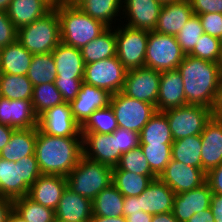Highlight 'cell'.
<instances>
[{
  "instance_id": "obj_9",
  "label": "cell",
  "mask_w": 222,
  "mask_h": 222,
  "mask_svg": "<svg viewBox=\"0 0 222 222\" xmlns=\"http://www.w3.org/2000/svg\"><path fill=\"white\" fill-rule=\"evenodd\" d=\"M110 106L118 127L138 133L157 112L154 105L128 97L121 91L111 96Z\"/></svg>"
},
{
  "instance_id": "obj_50",
  "label": "cell",
  "mask_w": 222,
  "mask_h": 222,
  "mask_svg": "<svg viewBox=\"0 0 222 222\" xmlns=\"http://www.w3.org/2000/svg\"><path fill=\"white\" fill-rule=\"evenodd\" d=\"M206 183L212 193L222 195V163L206 173Z\"/></svg>"
},
{
  "instance_id": "obj_47",
  "label": "cell",
  "mask_w": 222,
  "mask_h": 222,
  "mask_svg": "<svg viewBox=\"0 0 222 222\" xmlns=\"http://www.w3.org/2000/svg\"><path fill=\"white\" fill-rule=\"evenodd\" d=\"M17 30L7 12L0 11V48L17 40Z\"/></svg>"
},
{
  "instance_id": "obj_21",
  "label": "cell",
  "mask_w": 222,
  "mask_h": 222,
  "mask_svg": "<svg viewBox=\"0 0 222 222\" xmlns=\"http://www.w3.org/2000/svg\"><path fill=\"white\" fill-rule=\"evenodd\" d=\"M92 216V200L66 187L55 210L56 222H90Z\"/></svg>"
},
{
  "instance_id": "obj_33",
  "label": "cell",
  "mask_w": 222,
  "mask_h": 222,
  "mask_svg": "<svg viewBox=\"0 0 222 222\" xmlns=\"http://www.w3.org/2000/svg\"><path fill=\"white\" fill-rule=\"evenodd\" d=\"M201 135H192L175 140L172 144V159L202 169Z\"/></svg>"
},
{
  "instance_id": "obj_23",
  "label": "cell",
  "mask_w": 222,
  "mask_h": 222,
  "mask_svg": "<svg viewBox=\"0 0 222 222\" xmlns=\"http://www.w3.org/2000/svg\"><path fill=\"white\" fill-rule=\"evenodd\" d=\"M193 14L189 0L163 3L154 31L176 36Z\"/></svg>"
},
{
  "instance_id": "obj_20",
  "label": "cell",
  "mask_w": 222,
  "mask_h": 222,
  "mask_svg": "<svg viewBox=\"0 0 222 222\" xmlns=\"http://www.w3.org/2000/svg\"><path fill=\"white\" fill-rule=\"evenodd\" d=\"M0 124L15 129H28L38 127L31 100H9L0 98Z\"/></svg>"
},
{
  "instance_id": "obj_65",
  "label": "cell",
  "mask_w": 222,
  "mask_h": 222,
  "mask_svg": "<svg viewBox=\"0 0 222 222\" xmlns=\"http://www.w3.org/2000/svg\"><path fill=\"white\" fill-rule=\"evenodd\" d=\"M162 3H166V2H175V1H180V0H159Z\"/></svg>"
},
{
  "instance_id": "obj_18",
  "label": "cell",
  "mask_w": 222,
  "mask_h": 222,
  "mask_svg": "<svg viewBox=\"0 0 222 222\" xmlns=\"http://www.w3.org/2000/svg\"><path fill=\"white\" fill-rule=\"evenodd\" d=\"M200 135L202 170L207 173L222 163V119L214 114Z\"/></svg>"
},
{
  "instance_id": "obj_60",
  "label": "cell",
  "mask_w": 222,
  "mask_h": 222,
  "mask_svg": "<svg viewBox=\"0 0 222 222\" xmlns=\"http://www.w3.org/2000/svg\"><path fill=\"white\" fill-rule=\"evenodd\" d=\"M52 10H56L63 5L62 0H42Z\"/></svg>"
},
{
  "instance_id": "obj_34",
  "label": "cell",
  "mask_w": 222,
  "mask_h": 222,
  "mask_svg": "<svg viewBox=\"0 0 222 222\" xmlns=\"http://www.w3.org/2000/svg\"><path fill=\"white\" fill-rule=\"evenodd\" d=\"M140 144H173L169 123L163 112L157 111L139 133Z\"/></svg>"
},
{
  "instance_id": "obj_59",
  "label": "cell",
  "mask_w": 222,
  "mask_h": 222,
  "mask_svg": "<svg viewBox=\"0 0 222 222\" xmlns=\"http://www.w3.org/2000/svg\"><path fill=\"white\" fill-rule=\"evenodd\" d=\"M6 222H27L14 209L9 213Z\"/></svg>"
},
{
  "instance_id": "obj_17",
  "label": "cell",
  "mask_w": 222,
  "mask_h": 222,
  "mask_svg": "<svg viewBox=\"0 0 222 222\" xmlns=\"http://www.w3.org/2000/svg\"><path fill=\"white\" fill-rule=\"evenodd\" d=\"M111 96L108 91L83 82L77 97L70 102L72 116L82 126L95 110L110 105Z\"/></svg>"
},
{
  "instance_id": "obj_35",
  "label": "cell",
  "mask_w": 222,
  "mask_h": 222,
  "mask_svg": "<svg viewBox=\"0 0 222 222\" xmlns=\"http://www.w3.org/2000/svg\"><path fill=\"white\" fill-rule=\"evenodd\" d=\"M155 178H157L156 175H142L124 170H112V184L124 197L139 196Z\"/></svg>"
},
{
  "instance_id": "obj_3",
  "label": "cell",
  "mask_w": 222,
  "mask_h": 222,
  "mask_svg": "<svg viewBox=\"0 0 222 222\" xmlns=\"http://www.w3.org/2000/svg\"><path fill=\"white\" fill-rule=\"evenodd\" d=\"M56 11L60 22L61 42L68 46L81 49L108 28L76 5H62Z\"/></svg>"
},
{
  "instance_id": "obj_15",
  "label": "cell",
  "mask_w": 222,
  "mask_h": 222,
  "mask_svg": "<svg viewBox=\"0 0 222 222\" xmlns=\"http://www.w3.org/2000/svg\"><path fill=\"white\" fill-rule=\"evenodd\" d=\"M162 5L159 0H122V15L125 14V22H128L126 26L154 31Z\"/></svg>"
},
{
  "instance_id": "obj_43",
  "label": "cell",
  "mask_w": 222,
  "mask_h": 222,
  "mask_svg": "<svg viewBox=\"0 0 222 222\" xmlns=\"http://www.w3.org/2000/svg\"><path fill=\"white\" fill-rule=\"evenodd\" d=\"M203 34L204 29L201 25L200 18L198 15L193 14L176 35L177 42L185 55H188L193 50Z\"/></svg>"
},
{
  "instance_id": "obj_27",
  "label": "cell",
  "mask_w": 222,
  "mask_h": 222,
  "mask_svg": "<svg viewBox=\"0 0 222 222\" xmlns=\"http://www.w3.org/2000/svg\"><path fill=\"white\" fill-rule=\"evenodd\" d=\"M38 127L15 129L9 142L0 151V158L10 162H18L22 158L35 155V142Z\"/></svg>"
},
{
  "instance_id": "obj_8",
  "label": "cell",
  "mask_w": 222,
  "mask_h": 222,
  "mask_svg": "<svg viewBox=\"0 0 222 222\" xmlns=\"http://www.w3.org/2000/svg\"><path fill=\"white\" fill-rule=\"evenodd\" d=\"M163 113L167 117L174 141L192 135H200L206 123L215 114L211 108L191 104L171 108Z\"/></svg>"
},
{
  "instance_id": "obj_36",
  "label": "cell",
  "mask_w": 222,
  "mask_h": 222,
  "mask_svg": "<svg viewBox=\"0 0 222 222\" xmlns=\"http://www.w3.org/2000/svg\"><path fill=\"white\" fill-rule=\"evenodd\" d=\"M27 77L33 86L54 83L57 77V69L52 52L46 54H34Z\"/></svg>"
},
{
  "instance_id": "obj_66",
  "label": "cell",
  "mask_w": 222,
  "mask_h": 222,
  "mask_svg": "<svg viewBox=\"0 0 222 222\" xmlns=\"http://www.w3.org/2000/svg\"><path fill=\"white\" fill-rule=\"evenodd\" d=\"M218 39L220 41V45H221V48H222V33H221V35H220V37Z\"/></svg>"
},
{
  "instance_id": "obj_58",
  "label": "cell",
  "mask_w": 222,
  "mask_h": 222,
  "mask_svg": "<svg viewBox=\"0 0 222 222\" xmlns=\"http://www.w3.org/2000/svg\"><path fill=\"white\" fill-rule=\"evenodd\" d=\"M90 222H127L126 218L121 217H102V216H92Z\"/></svg>"
},
{
  "instance_id": "obj_63",
  "label": "cell",
  "mask_w": 222,
  "mask_h": 222,
  "mask_svg": "<svg viewBox=\"0 0 222 222\" xmlns=\"http://www.w3.org/2000/svg\"><path fill=\"white\" fill-rule=\"evenodd\" d=\"M81 0H62L63 5H76Z\"/></svg>"
},
{
  "instance_id": "obj_52",
  "label": "cell",
  "mask_w": 222,
  "mask_h": 222,
  "mask_svg": "<svg viewBox=\"0 0 222 222\" xmlns=\"http://www.w3.org/2000/svg\"><path fill=\"white\" fill-rule=\"evenodd\" d=\"M210 209L215 217V222H222V195L212 193Z\"/></svg>"
},
{
  "instance_id": "obj_19",
  "label": "cell",
  "mask_w": 222,
  "mask_h": 222,
  "mask_svg": "<svg viewBox=\"0 0 222 222\" xmlns=\"http://www.w3.org/2000/svg\"><path fill=\"white\" fill-rule=\"evenodd\" d=\"M212 191L207 183L190 191L175 194L172 214L179 222H187L195 213L210 208Z\"/></svg>"
},
{
  "instance_id": "obj_13",
  "label": "cell",
  "mask_w": 222,
  "mask_h": 222,
  "mask_svg": "<svg viewBox=\"0 0 222 222\" xmlns=\"http://www.w3.org/2000/svg\"><path fill=\"white\" fill-rule=\"evenodd\" d=\"M38 129L58 137H82L81 126L72 116L69 102H64L43 112L38 117Z\"/></svg>"
},
{
  "instance_id": "obj_14",
  "label": "cell",
  "mask_w": 222,
  "mask_h": 222,
  "mask_svg": "<svg viewBox=\"0 0 222 222\" xmlns=\"http://www.w3.org/2000/svg\"><path fill=\"white\" fill-rule=\"evenodd\" d=\"M175 194L196 189L206 183V173L196 167L185 165L171 159L165 170L158 177Z\"/></svg>"
},
{
  "instance_id": "obj_48",
  "label": "cell",
  "mask_w": 222,
  "mask_h": 222,
  "mask_svg": "<svg viewBox=\"0 0 222 222\" xmlns=\"http://www.w3.org/2000/svg\"><path fill=\"white\" fill-rule=\"evenodd\" d=\"M198 16L204 33L219 38L222 33V14L205 13Z\"/></svg>"
},
{
  "instance_id": "obj_46",
  "label": "cell",
  "mask_w": 222,
  "mask_h": 222,
  "mask_svg": "<svg viewBox=\"0 0 222 222\" xmlns=\"http://www.w3.org/2000/svg\"><path fill=\"white\" fill-rule=\"evenodd\" d=\"M83 83V79H55L54 84L65 102L74 100Z\"/></svg>"
},
{
  "instance_id": "obj_16",
  "label": "cell",
  "mask_w": 222,
  "mask_h": 222,
  "mask_svg": "<svg viewBox=\"0 0 222 222\" xmlns=\"http://www.w3.org/2000/svg\"><path fill=\"white\" fill-rule=\"evenodd\" d=\"M83 155L91 160L115 167L122 153L117 150V137L112 134L81 133Z\"/></svg>"
},
{
  "instance_id": "obj_29",
  "label": "cell",
  "mask_w": 222,
  "mask_h": 222,
  "mask_svg": "<svg viewBox=\"0 0 222 222\" xmlns=\"http://www.w3.org/2000/svg\"><path fill=\"white\" fill-rule=\"evenodd\" d=\"M51 10L42 0H12L7 9V15L19 29L43 17Z\"/></svg>"
},
{
  "instance_id": "obj_45",
  "label": "cell",
  "mask_w": 222,
  "mask_h": 222,
  "mask_svg": "<svg viewBox=\"0 0 222 222\" xmlns=\"http://www.w3.org/2000/svg\"><path fill=\"white\" fill-rule=\"evenodd\" d=\"M112 135L117 137V150L122 154L140 145L138 132L118 127Z\"/></svg>"
},
{
  "instance_id": "obj_7",
  "label": "cell",
  "mask_w": 222,
  "mask_h": 222,
  "mask_svg": "<svg viewBox=\"0 0 222 222\" xmlns=\"http://www.w3.org/2000/svg\"><path fill=\"white\" fill-rule=\"evenodd\" d=\"M185 58V53L176 36L149 32L145 56V67L156 71L177 69Z\"/></svg>"
},
{
  "instance_id": "obj_41",
  "label": "cell",
  "mask_w": 222,
  "mask_h": 222,
  "mask_svg": "<svg viewBox=\"0 0 222 222\" xmlns=\"http://www.w3.org/2000/svg\"><path fill=\"white\" fill-rule=\"evenodd\" d=\"M151 171L159 177L172 159V144H140Z\"/></svg>"
},
{
  "instance_id": "obj_10",
  "label": "cell",
  "mask_w": 222,
  "mask_h": 222,
  "mask_svg": "<svg viewBox=\"0 0 222 222\" xmlns=\"http://www.w3.org/2000/svg\"><path fill=\"white\" fill-rule=\"evenodd\" d=\"M116 56L127 70L145 67L149 31L117 26Z\"/></svg>"
},
{
  "instance_id": "obj_53",
  "label": "cell",
  "mask_w": 222,
  "mask_h": 222,
  "mask_svg": "<svg viewBox=\"0 0 222 222\" xmlns=\"http://www.w3.org/2000/svg\"><path fill=\"white\" fill-rule=\"evenodd\" d=\"M13 209V200L0 196V222H6L9 213Z\"/></svg>"
},
{
  "instance_id": "obj_64",
  "label": "cell",
  "mask_w": 222,
  "mask_h": 222,
  "mask_svg": "<svg viewBox=\"0 0 222 222\" xmlns=\"http://www.w3.org/2000/svg\"><path fill=\"white\" fill-rule=\"evenodd\" d=\"M218 67H219V71H220V78L222 80V52H221L220 59L218 62Z\"/></svg>"
},
{
  "instance_id": "obj_56",
  "label": "cell",
  "mask_w": 222,
  "mask_h": 222,
  "mask_svg": "<svg viewBox=\"0 0 222 222\" xmlns=\"http://www.w3.org/2000/svg\"><path fill=\"white\" fill-rule=\"evenodd\" d=\"M153 215L143 212L132 213L125 217L127 222H151Z\"/></svg>"
},
{
  "instance_id": "obj_44",
  "label": "cell",
  "mask_w": 222,
  "mask_h": 222,
  "mask_svg": "<svg viewBox=\"0 0 222 222\" xmlns=\"http://www.w3.org/2000/svg\"><path fill=\"white\" fill-rule=\"evenodd\" d=\"M221 52L222 48L219 39L204 33L188 55L218 63Z\"/></svg>"
},
{
  "instance_id": "obj_25",
  "label": "cell",
  "mask_w": 222,
  "mask_h": 222,
  "mask_svg": "<svg viewBox=\"0 0 222 222\" xmlns=\"http://www.w3.org/2000/svg\"><path fill=\"white\" fill-rule=\"evenodd\" d=\"M66 187L65 176L42 174L30 187L28 196L35 202L55 211Z\"/></svg>"
},
{
  "instance_id": "obj_37",
  "label": "cell",
  "mask_w": 222,
  "mask_h": 222,
  "mask_svg": "<svg viewBox=\"0 0 222 222\" xmlns=\"http://www.w3.org/2000/svg\"><path fill=\"white\" fill-rule=\"evenodd\" d=\"M1 97L32 100L33 85L27 75L0 74Z\"/></svg>"
},
{
  "instance_id": "obj_42",
  "label": "cell",
  "mask_w": 222,
  "mask_h": 222,
  "mask_svg": "<svg viewBox=\"0 0 222 222\" xmlns=\"http://www.w3.org/2000/svg\"><path fill=\"white\" fill-rule=\"evenodd\" d=\"M112 170H124L135 174L155 175L144 156L140 145L120 156L118 164Z\"/></svg>"
},
{
  "instance_id": "obj_30",
  "label": "cell",
  "mask_w": 222,
  "mask_h": 222,
  "mask_svg": "<svg viewBox=\"0 0 222 222\" xmlns=\"http://www.w3.org/2000/svg\"><path fill=\"white\" fill-rule=\"evenodd\" d=\"M116 50L114 27H108L97 38L80 49L85 64L114 57L116 56Z\"/></svg>"
},
{
  "instance_id": "obj_54",
  "label": "cell",
  "mask_w": 222,
  "mask_h": 222,
  "mask_svg": "<svg viewBox=\"0 0 222 222\" xmlns=\"http://www.w3.org/2000/svg\"><path fill=\"white\" fill-rule=\"evenodd\" d=\"M187 222H215V217L210 208L195 213Z\"/></svg>"
},
{
  "instance_id": "obj_6",
  "label": "cell",
  "mask_w": 222,
  "mask_h": 222,
  "mask_svg": "<svg viewBox=\"0 0 222 222\" xmlns=\"http://www.w3.org/2000/svg\"><path fill=\"white\" fill-rule=\"evenodd\" d=\"M17 41L30 53L52 52L60 43V22L56 10L17 30Z\"/></svg>"
},
{
  "instance_id": "obj_12",
  "label": "cell",
  "mask_w": 222,
  "mask_h": 222,
  "mask_svg": "<svg viewBox=\"0 0 222 222\" xmlns=\"http://www.w3.org/2000/svg\"><path fill=\"white\" fill-rule=\"evenodd\" d=\"M161 72L147 67L128 70L122 93L156 107Z\"/></svg>"
},
{
  "instance_id": "obj_32",
  "label": "cell",
  "mask_w": 222,
  "mask_h": 222,
  "mask_svg": "<svg viewBox=\"0 0 222 222\" xmlns=\"http://www.w3.org/2000/svg\"><path fill=\"white\" fill-rule=\"evenodd\" d=\"M123 203L124 196L111 184L92 200L93 216L121 217L123 216Z\"/></svg>"
},
{
  "instance_id": "obj_55",
  "label": "cell",
  "mask_w": 222,
  "mask_h": 222,
  "mask_svg": "<svg viewBox=\"0 0 222 222\" xmlns=\"http://www.w3.org/2000/svg\"><path fill=\"white\" fill-rule=\"evenodd\" d=\"M15 128L0 124V151L6 146L9 142L10 137Z\"/></svg>"
},
{
  "instance_id": "obj_49",
  "label": "cell",
  "mask_w": 222,
  "mask_h": 222,
  "mask_svg": "<svg viewBox=\"0 0 222 222\" xmlns=\"http://www.w3.org/2000/svg\"><path fill=\"white\" fill-rule=\"evenodd\" d=\"M194 14L205 13L222 14V0H189Z\"/></svg>"
},
{
  "instance_id": "obj_11",
  "label": "cell",
  "mask_w": 222,
  "mask_h": 222,
  "mask_svg": "<svg viewBox=\"0 0 222 222\" xmlns=\"http://www.w3.org/2000/svg\"><path fill=\"white\" fill-rule=\"evenodd\" d=\"M127 71L118 57L114 56L85 64L83 82L113 95L122 91Z\"/></svg>"
},
{
  "instance_id": "obj_39",
  "label": "cell",
  "mask_w": 222,
  "mask_h": 222,
  "mask_svg": "<svg viewBox=\"0 0 222 222\" xmlns=\"http://www.w3.org/2000/svg\"><path fill=\"white\" fill-rule=\"evenodd\" d=\"M31 101L37 117L51 107L65 102L54 83L33 86V96Z\"/></svg>"
},
{
  "instance_id": "obj_57",
  "label": "cell",
  "mask_w": 222,
  "mask_h": 222,
  "mask_svg": "<svg viewBox=\"0 0 222 222\" xmlns=\"http://www.w3.org/2000/svg\"><path fill=\"white\" fill-rule=\"evenodd\" d=\"M151 222H179L173 216L172 212L155 214L152 217Z\"/></svg>"
},
{
  "instance_id": "obj_28",
  "label": "cell",
  "mask_w": 222,
  "mask_h": 222,
  "mask_svg": "<svg viewBox=\"0 0 222 222\" xmlns=\"http://www.w3.org/2000/svg\"><path fill=\"white\" fill-rule=\"evenodd\" d=\"M33 54L17 40L1 48L0 74L27 75Z\"/></svg>"
},
{
  "instance_id": "obj_2",
  "label": "cell",
  "mask_w": 222,
  "mask_h": 222,
  "mask_svg": "<svg viewBox=\"0 0 222 222\" xmlns=\"http://www.w3.org/2000/svg\"><path fill=\"white\" fill-rule=\"evenodd\" d=\"M35 155L41 174L67 177L83 155L82 137H58L37 131Z\"/></svg>"
},
{
  "instance_id": "obj_22",
  "label": "cell",
  "mask_w": 222,
  "mask_h": 222,
  "mask_svg": "<svg viewBox=\"0 0 222 222\" xmlns=\"http://www.w3.org/2000/svg\"><path fill=\"white\" fill-rule=\"evenodd\" d=\"M174 197V191L157 177L138 196L140 210L151 215L172 212Z\"/></svg>"
},
{
  "instance_id": "obj_5",
  "label": "cell",
  "mask_w": 222,
  "mask_h": 222,
  "mask_svg": "<svg viewBox=\"0 0 222 222\" xmlns=\"http://www.w3.org/2000/svg\"><path fill=\"white\" fill-rule=\"evenodd\" d=\"M112 167L81 156L77 166L66 177L67 187L93 200L112 184Z\"/></svg>"
},
{
  "instance_id": "obj_51",
  "label": "cell",
  "mask_w": 222,
  "mask_h": 222,
  "mask_svg": "<svg viewBox=\"0 0 222 222\" xmlns=\"http://www.w3.org/2000/svg\"><path fill=\"white\" fill-rule=\"evenodd\" d=\"M138 196L124 197L123 217H127L132 213L140 212Z\"/></svg>"
},
{
  "instance_id": "obj_40",
  "label": "cell",
  "mask_w": 222,
  "mask_h": 222,
  "mask_svg": "<svg viewBox=\"0 0 222 222\" xmlns=\"http://www.w3.org/2000/svg\"><path fill=\"white\" fill-rule=\"evenodd\" d=\"M118 128L114 112L109 105L95 110L81 126V133L112 134Z\"/></svg>"
},
{
  "instance_id": "obj_4",
  "label": "cell",
  "mask_w": 222,
  "mask_h": 222,
  "mask_svg": "<svg viewBox=\"0 0 222 222\" xmlns=\"http://www.w3.org/2000/svg\"><path fill=\"white\" fill-rule=\"evenodd\" d=\"M36 155L10 162L0 158V196L16 199L28 195L32 184L41 176Z\"/></svg>"
},
{
  "instance_id": "obj_38",
  "label": "cell",
  "mask_w": 222,
  "mask_h": 222,
  "mask_svg": "<svg viewBox=\"0 0 222 222\" xmlns=\"http://www.w3.org/2000/svg\"><path fill=\"white\" fill-rule=\"evenodd\" d=\"M13 209L27 222H56L53 209L35 202L28 195L14 199Z\"/></svg>"
},
{
  "instance_id": "obj_1",
  "label": "cell",
  "mask_w": 222,
  "mask_h": 222,
  "mask_svg": "<svg viewBox=\"0 0 222 222\" xmlns=\"http://www.w3.org/2000/svg\"><path fill=\"white\" fill-rule=\"evenodd\" d=\"M177 70L184 82L186 105H202L215 112L222 91L218 63L185 55Z\"/></svg>"
},
{
  "instance_id": "obj_31",
  "label": "cell",
  "mask_w": 222,
  "mask_h": 222,
  "mask_svg": "<svg viewBox=\"0 0 222 222\" xmlns=\"http://www.w3.org/2000/svg\"><path fill=\"white\" fill-rule=\"evenodd\" d=\"M78 6L85 14L102 22L107 27H112L116 16L121 17L122 0H81ZM119 13V14H118Z\"/></svg>"
},
{
  "instance_id": "obj_62",
  "label": "cell",
  "mask_w": 222,
  "mask_h": 222,
  "mask_svg": "<svg viewBox=\"0 0 222 222\" xmlns=\"http://www.w3.org/2000/svg\"><path fill=\"white\" fill-rule=\"evenodd\" d=\"M215 114L220 118L222 119V91H221V96H220V99H219V104L217 106V109L215 111Z\"/></svg>"
},
{
  "instance_id": "obj_61",
  "label": "cell",
  "mask_w": 222,
  "mask_h": 222,
  "mask_svg": "<svg viewBox=\"0 0 222 222\" xmlns=\"http://www.w3.org/2000/svg\"><path fill=\"white\" fill-rule=\"evenodd\" d=\"M12 0H0V11L7 12V9Z\"/></svg>"
},
{
  "instance_id": "obj_24",
  "label": "cell",
  "mask_w": 222,
  "mask_h": 222,
  "mask_svg": "<svg viewBox=\"0 0 222 222\" xmlns=\"http://www.w3.org/2000/svg\"><path fill=\"white\" fill-rule=\"evenodd\" d=\"M186 105L184 82L177 69L161 72L156 110L163 112Z\"/></svg>"
},
{
  "instance_id": "obj_26",
  "label": "cell",
  "mask_w": 222,
  "mask_h": 222,
  "mask_svg": "<svg viewBox=\"0 0 222 222\" xmlns=\"http://www.w3.org/2000/svg\"><path fill=\"white\" fill-rule=\"evenodd\" d=\"M52 55L57 69L56 79H83L85 63L80 49L61 42Z\"/></svg>"
}]
</instances>
